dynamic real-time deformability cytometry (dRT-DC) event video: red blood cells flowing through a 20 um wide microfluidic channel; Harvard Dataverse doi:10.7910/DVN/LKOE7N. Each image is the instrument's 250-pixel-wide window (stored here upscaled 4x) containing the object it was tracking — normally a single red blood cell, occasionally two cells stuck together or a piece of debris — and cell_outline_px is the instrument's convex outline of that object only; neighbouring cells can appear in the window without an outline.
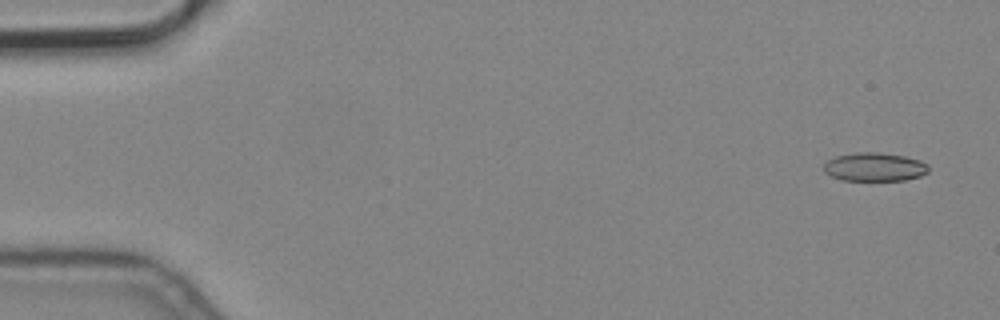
{"species": "common noctule bat (a hibernating species)", "species_latin": "Nyctalus noctula", "temperature_condition": "cold", "stored_images_in_passage": 4, "camera_frame_rate_fps": 3000, "um_per_image_px": 0.085, "animal": {"sex": "male", "body_mass_g": 19.2, "forearm_length_mm": 51.8}, "frame": {"image": 1, "passage_image": 1, "time_ms": 0.0, "image_size_px": [1000, 320], "cell_outline_px": [[928, 172], [920, 176], [904, 180], [840, 180], [824, 172], [824, 164], [828, 160], [836, 156], [856, 152], [880, 152], [904, 156], [920, 160], [928, 164]], "centroid_in_image_um": [74.34, 14.18], "position_along_channel_um": 10.7, "area_um2": 17.46}}